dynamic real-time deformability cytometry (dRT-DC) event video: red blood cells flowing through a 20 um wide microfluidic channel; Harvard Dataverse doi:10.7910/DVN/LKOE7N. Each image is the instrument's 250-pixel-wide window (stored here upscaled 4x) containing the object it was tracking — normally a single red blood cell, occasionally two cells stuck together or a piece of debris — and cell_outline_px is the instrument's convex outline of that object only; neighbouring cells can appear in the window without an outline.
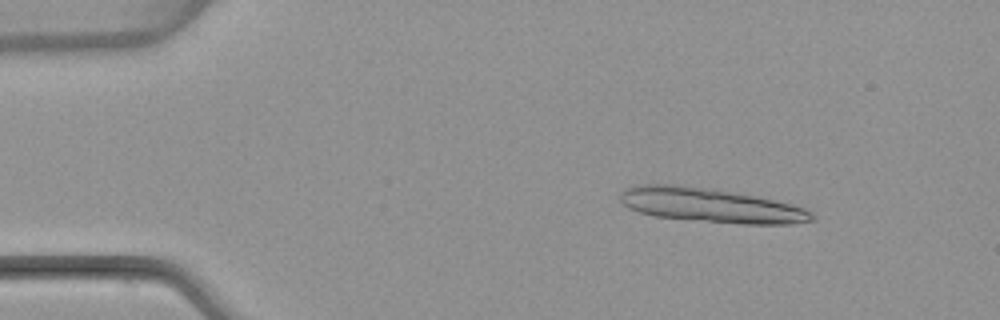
{"species": "common noctule bat (a hibernating species)", "species_latin": "Nyctalus noctula", "temperature_condition": "warm", "stored_images_in_passage": 4, "camera_frame_rate_fps": 3000, "um_per_image_px": 0.085, "animal": {"sex": "female", "body_mass_g": 22.7, "forearm_length_mm": 54.2}, "frame": {"image": 1, "passage_image": 2, "time_ms": 1.333, "image_size_px": [1000, 320], "cell_outline_px": [[816, 220], [792, 224], [744, 224], [656, 216], [640, 212], [628, 208], [620, 200], [620, 192], [624, 188], [640, 184], [672, 184], [716, 188], [792, 204], [804, 208], [812, 212], [816, 216]], "centroid_in_image_um": [60.43, 17.43], "position_along_channel_um": 24.6, "area_um2": 38.32}}
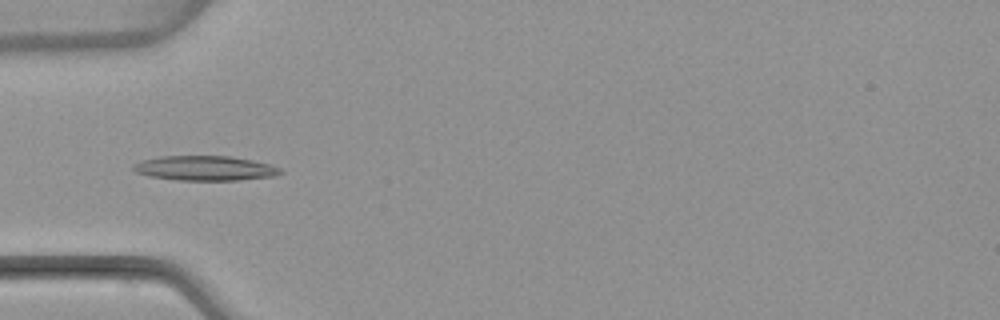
{"frame": {"image": 2, "passage_image": 4, "time_ms": 4.667, "image_size_px": [1000, 320], "cell_outline_px": [[284, 172], [276, 176], [236, 180], [176, 180], [148, 176], [136, 172], [132, 168], [132, 164], [140, 160], [160, 156], [228, 156], [252, 160], [272, 164], [280, 168]], "centroid_in_image_um": [17.41, 14.29], "position_along_channel_um": 67.6, "area_um2": 21.39}}